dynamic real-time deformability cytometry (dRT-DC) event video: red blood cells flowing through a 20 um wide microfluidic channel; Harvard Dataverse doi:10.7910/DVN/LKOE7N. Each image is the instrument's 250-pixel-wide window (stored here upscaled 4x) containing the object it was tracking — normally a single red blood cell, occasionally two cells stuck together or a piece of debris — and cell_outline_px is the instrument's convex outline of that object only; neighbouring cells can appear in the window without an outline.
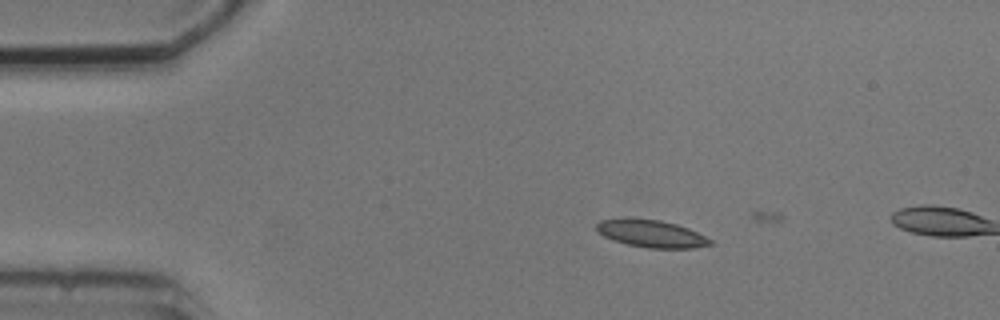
{"species": "common noctule bat (a hibernating species)", "species_latin": "Nyctalus noctula", "temperature_condition": "cold", "stored_images_in_passage": 3, "camera_frame_rate_fps": 3000, "um_per_image_px": 0.085, "animal": {"sex": "male", "body_mass_g": 20.5, "forearm_length_mm": 52.5}, "frame": {"image": 1, "passage_image": 2, "time_ms": 1.667, "image_size_px": [1000, 320], "cell_outline_px": [[712, 244], [692, 248], [648, 248], [628, 244], [612, 240], [596, 232], [596, 224], [600, 220], [628, 216], [660, 220], [676, 224], [688, 228], [712, 240]], "centroid_in_image_um": [55.28, 19.83], "position_along_channel_um": 29.7, "area_um2": 18.44}}